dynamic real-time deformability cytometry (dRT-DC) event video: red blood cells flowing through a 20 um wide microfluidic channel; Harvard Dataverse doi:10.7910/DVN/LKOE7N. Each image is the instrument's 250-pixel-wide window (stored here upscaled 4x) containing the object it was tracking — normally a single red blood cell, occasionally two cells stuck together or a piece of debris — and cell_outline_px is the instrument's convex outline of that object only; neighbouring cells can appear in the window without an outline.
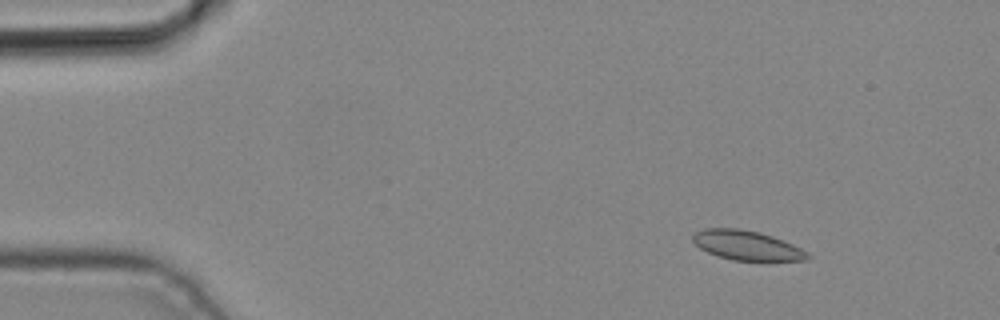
{"species": "common noctule bat (a hibernating species)", "species_latin": "Nyctalus noctula", "temperature_condition": "cold", "stored_images_in_passage": 4, "camera_frame_rate_fps": 3000, "um_per_image_px": 0.085, "animal": {"sex": "male", "body_mass_g": 19.2, "forearm_length_mm": 51.8}, "frame": {"image": 1, "passage_image": 2, "time_ms": 0.333, "image_size_px": [1000, 320], "cell_outline_px": [[812, 256], [808, 260], [732, 260], [716, 256], [700, 248], [692, 240], [692, 236], [696, 232], [704, 228], [740, 228], [760, 232], [772, 236], [792, 244], [808, 252]], "centroid_in_image_um": [63.47, 20.85], "position_along_channel_um": 21.5, "area_um2": 19.71}}